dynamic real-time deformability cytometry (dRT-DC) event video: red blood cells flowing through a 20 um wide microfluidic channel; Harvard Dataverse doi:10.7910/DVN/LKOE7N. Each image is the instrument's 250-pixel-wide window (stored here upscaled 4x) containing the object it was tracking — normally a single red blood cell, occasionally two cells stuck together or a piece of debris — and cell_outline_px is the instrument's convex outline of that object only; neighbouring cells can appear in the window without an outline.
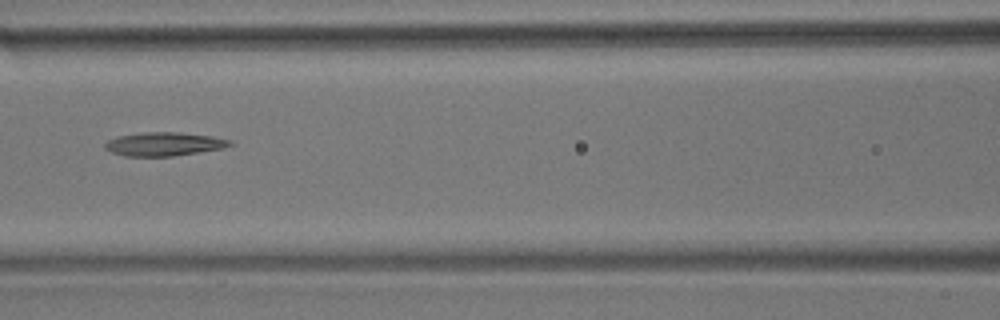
{"species": "common noctule bat (a hibernating species)", "species_latin": "Nyctalus noctula", "temperature_condition": "room temperature", "stored_images_in_passage": 6, "camera_frame_rate_fps": 3000, "um_per_image_px": 0.085, "animal": {"sex": "male", "body_mass_g": 17.9}, "frame": {"image": 1, "passage_image": 5, "time_ms": 4.667, "image_size_px": [1000, 320], "cell_outline_px": [[232, 144], [224, 148], [172, 156], [124, 156], [112, 152], [104, 148], [104, 144], [108, 140], [116, 136], [144, 132], [180, 132], [212, 136], [232, 140]], "centroid_in_image_um": [13.93, 12.24], "position_along_channel_um": 152.7, "area_um2": 17.22}}
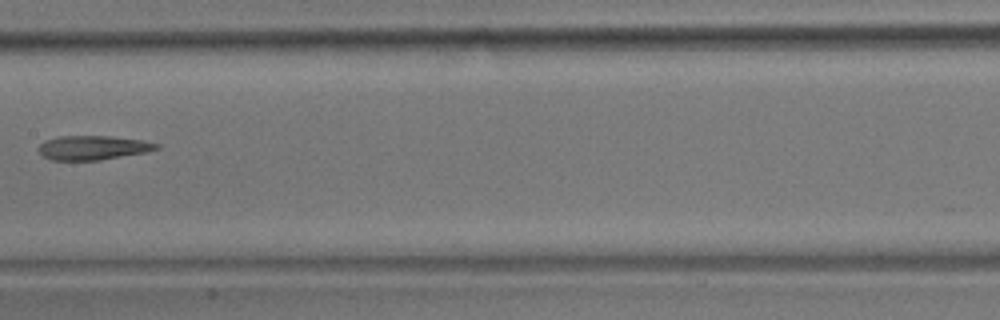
{"frame": {"image": 2, "passage_image": 6, "time_ms": 6.0, "image_size_px": [1000, 320], "cell_outline_px": [[160, 148], [144, 152], [100, 160], [52, 160], [44, 156], [36, 148], [44, 140], [60, 136], [112, 136], [140, 140], [160, 144]], "centroid_in_image_um": [7.86, 12.55], "position_along_channel_um": 199.5, "area_um2": 16.53}}